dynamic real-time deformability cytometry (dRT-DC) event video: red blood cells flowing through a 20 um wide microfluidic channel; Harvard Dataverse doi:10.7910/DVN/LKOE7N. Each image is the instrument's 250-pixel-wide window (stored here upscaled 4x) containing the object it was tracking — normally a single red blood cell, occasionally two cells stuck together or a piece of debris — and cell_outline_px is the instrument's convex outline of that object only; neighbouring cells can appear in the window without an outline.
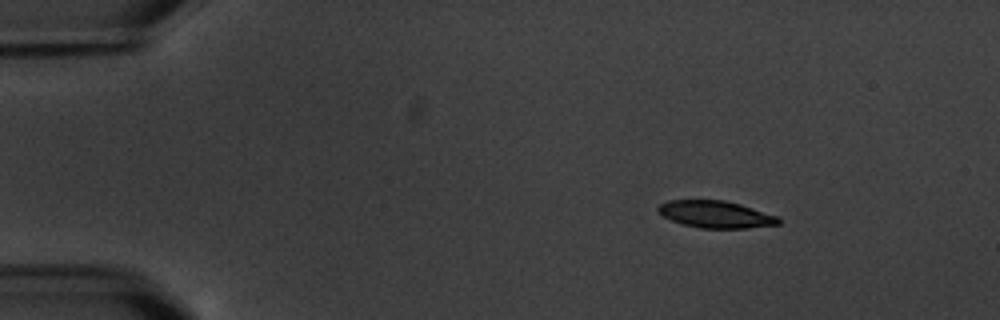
{"species": "common noctule bat (a hibernating species)", "species_latin": "Nyctalus noctula", "temperature_condition": "warm", "stored_images_in_passage": 7, "camera_frame_rate_fps": 3000, "um_per_image_px": 0.085, "animal": {"sex": "male", "body_mass_g": 20.1, "forearm_length_mm": 53.5}, "frame": {"image": 1, "passage_image": 2, "time_ms": 1.333, "image_size_px": [1000, 320], "cell_outline_px": [[780, 224], [748, 228], [700, 228], [684, 224], [672, 220], [664, 216], [656, 208], [660, 204], [668, 200], [724, 200], [740, 204], [780, 216]], "centroid_in_image_um": [60.88, 18.21], "position_along_channel_um": 24.1, "area_um2": 18.96}}
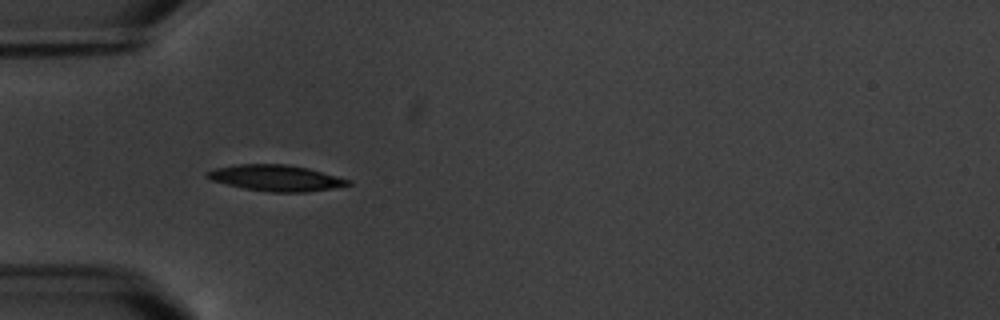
{"frame": {"image": 2, "passage_image": 5, "time_ms": 4.667, "image_size_px": [1000, 320], "cell_outline_px": [[352, 184], [332, 188], [308, 192], [272, 192], [244, 188], [212, 180], [204, 176], [204, 172], [216, 168], [236, 164], [284, 164], [308, 168], [352, 180]], "centroid_in_image_um": [23.46, 15.12], "position_along_channel_um": 61.5, "area_um2": 21.33}}